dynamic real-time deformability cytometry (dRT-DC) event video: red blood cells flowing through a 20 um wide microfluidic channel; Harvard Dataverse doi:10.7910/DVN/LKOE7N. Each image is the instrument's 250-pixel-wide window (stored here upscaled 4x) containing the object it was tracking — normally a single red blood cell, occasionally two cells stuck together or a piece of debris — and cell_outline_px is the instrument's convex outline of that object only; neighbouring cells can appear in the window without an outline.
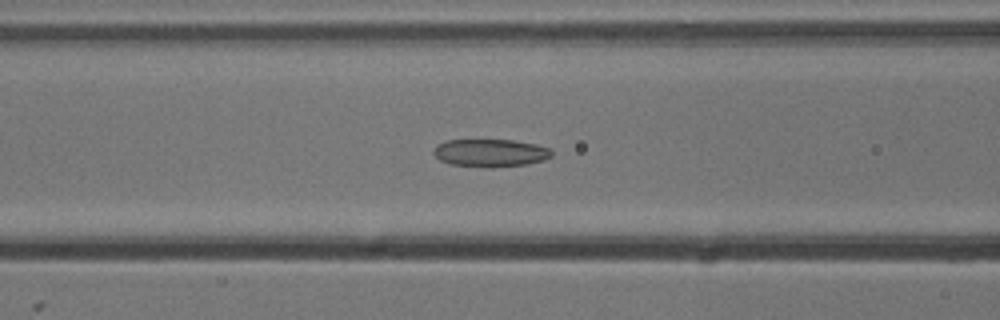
{"species": "common noctule bat (a hibernating species)", "species_latin": "Nyctalus noctula", "temperature_condition": "cold", "stored_images_in_passage": 44, "camera_frame_rate_fps": 3000, "um_per_image_px": 0.085, "animal": {"sex": "male", "body_mass_g": 13.3}, "frame": {"image": 1, "passage_image": 22, "time_ms": 7.0, "image_size_px": [1000, 320], "cell_outline_px": [[552, 156], [544, 160], [528, 164], [492, 168], [488, 168], [452, 164], [440, 160], [432, 152], [436, 144], [444, 140], [512, 140], [536, 144], [548, 148], [552, 152]], "centroid_in_image_um": [41.67, 13.0], "position_along_channel_um": 124.9, "area_um2": 19.25}}
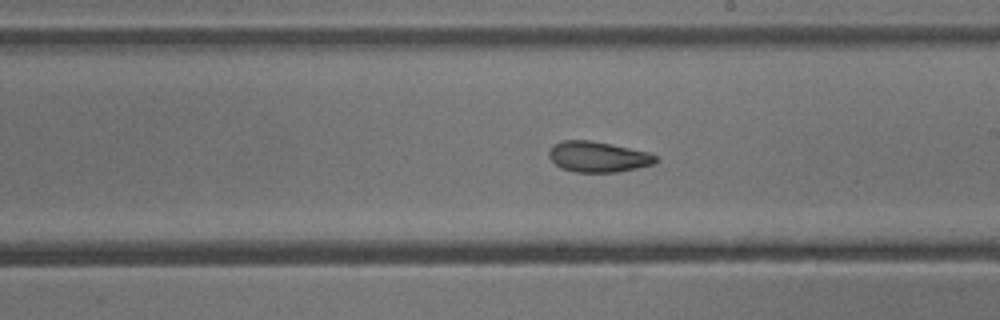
{"frame": {"image": 2, "passage_image": 31, "time_ms": 10.0, "image_size_px": [1000, 320], "cell_outline_px": [[656, 160], [652, 164], [636, 168], [616, 172], [576, 172], [560, 168], [548, 156], [548, 152], [552, 144], [560, 140], [592, 140], [648, 152], [656, 156]], "centroid_in_image_um": [50.76, 13.31], "position_along_channel_um": 238.2, "area_um2": 19.02}}
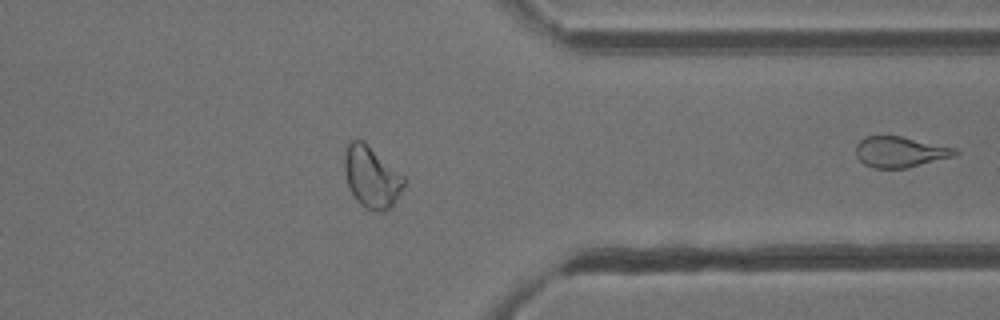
{"frame": {"image": 3, "passage_image": 43, "time_ms": 14.0, "image_size_px": [1000, 320], "cell_outline_px": [[408, 180], [392, 204], [384, 212], [376, 212], [364, 208], [356, 200], [348, 184], [344, 172], [344, 152], [348, 140], [364, 140], [404, 176]], "centroid_in_image_um": [31.57, 15.02], "position_along_channel_um": 379.8, "area_um2": 21.5}}